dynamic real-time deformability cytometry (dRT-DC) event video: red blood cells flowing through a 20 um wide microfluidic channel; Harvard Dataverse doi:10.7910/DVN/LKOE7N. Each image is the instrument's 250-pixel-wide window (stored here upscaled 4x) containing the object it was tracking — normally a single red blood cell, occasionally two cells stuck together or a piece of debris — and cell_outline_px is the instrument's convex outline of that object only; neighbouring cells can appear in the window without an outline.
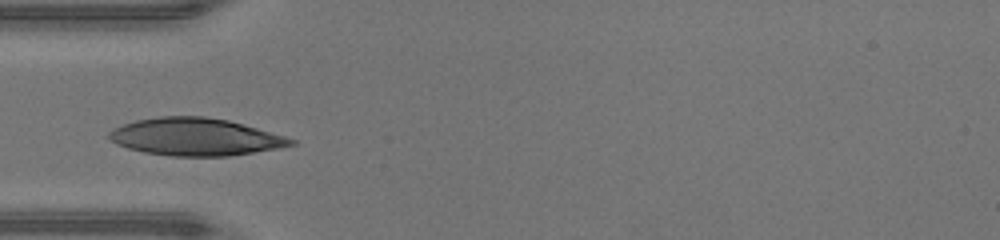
{"species": "human", "species_latin": "Homo sapiens", "temperature_condition": "warm", "stored_images_in_passage": 26, "camera_frame_rate_fps": 3000, "um_per_image_px": 0.085, "donor": {"sex": "male"}, "frame": {"image": 1, "passage_image": 1, "time_ms": 0.0, "image_size_px": [1000, 240], "cell_outline_px": [[296, 144], [276, 148], [228, 156], [168, 156], [144, 152], [128, 148], [116, 144], [108, 136], [108, 132], [124, 124], [136, 120], [160, 116], [204, 116], [228, 120], [284, 136], [296, 140]], "centroid_in_image_um": [16.58, 11.63], "position_along_channel_um": 68.4, "area_um2": 39.3}}
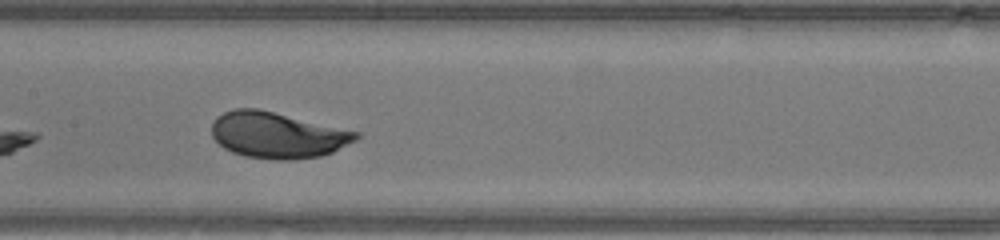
{"frame": {"image": 2, "passage_image": 9, "time_ms": 2.667, "image_size_px": [1000, 240], "cell_outline_px": [[360, 136], [356, 140], [332, 152], [320, 156], [292, 160], [272, 160], [244, 156], [232, 152], [224, 148], [212, 136], [212, 124], [216, 116], [224, 112], [236, 108], [260, 108], [360, 132]], "centroid_in_image_um": [23.58, 11.47], "position_along_channel_um": 183.8, "area_um2": 39.02}}
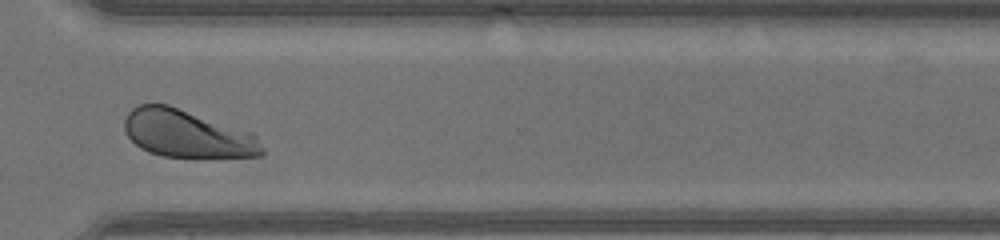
{"frame": {"image": 3, "passage_image": 21, "time_ms": 6.667, "image_size_px": [1000, 240], "cell_outline_px": [[264, 152], [260, 156], [204, 160], [196, 160], [164, 156], [148, 152], [140, 148], [124, 132], [124, 120], [128, 112], [132, 108], [140, 104], [168, 104], [252, 132], [256, 136], [264, 148]], "centroid_in_image_um": [15.95, 11.43], "position_along_channel_um": 354.6, "area_um2": 39.42}}